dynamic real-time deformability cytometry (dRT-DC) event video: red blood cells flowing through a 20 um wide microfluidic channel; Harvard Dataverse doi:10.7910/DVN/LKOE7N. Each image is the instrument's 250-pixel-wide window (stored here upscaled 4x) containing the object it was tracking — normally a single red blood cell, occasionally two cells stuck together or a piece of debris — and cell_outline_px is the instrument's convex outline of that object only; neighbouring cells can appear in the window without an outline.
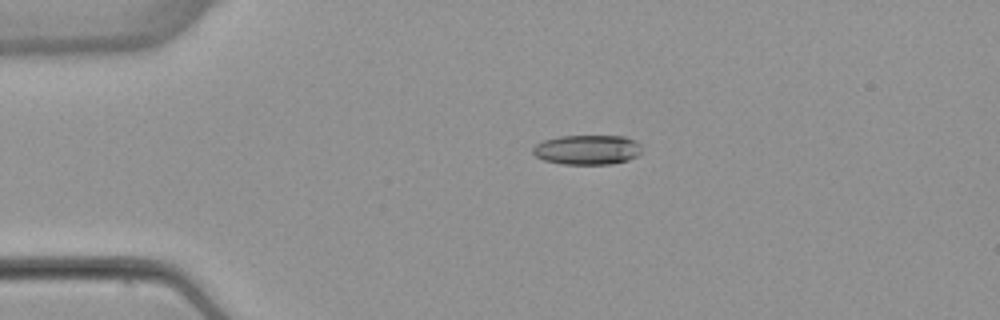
{"species": "common noctule bat (a hibernating species)", "species_latin": "Nyctalus noctula", "temperature_condition": "warm", "stored_images_in_passage": 35, "camera_frame_rate_fps": 3000, "um_per_image_px": 0.085, "animal": {"sex": "female", "body_mass_g": 22.7, "forearm_length_mm": 54.2}, "frame": {"image": 1, "passage_image": 1, "time_ms": 0.0, "image_size_px": [1000, 320], "cell_outline_px": [[640, 152], [636, 156], [628, 160], [612, 164], [560, 164], [544, 160], [536, 156], [532, 152], [532, 148], [536, 144], [544, 140], [560, 136], [624, 136], [636, 140], [640, 144]], "centroid_in_image_um": [49.91, 12.73], "position_along_channel_um": 35.1, "area_um2": 18.9}}
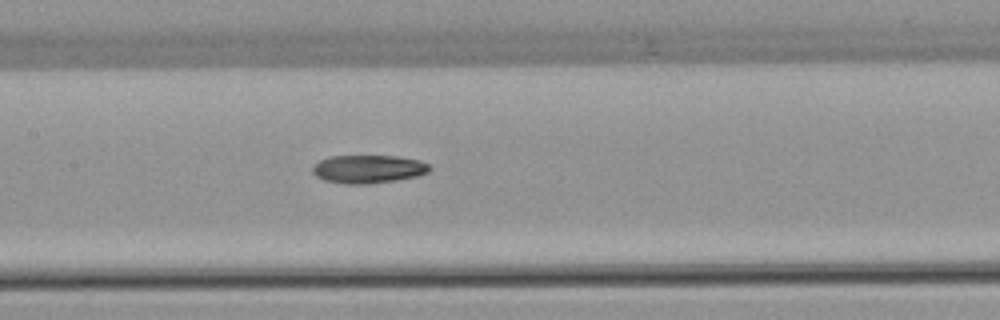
{"frame": {"image": 2, "passage_image": 15, "time_ms": 4.667, "image_size_px": [1000, 320], "cell_outline_px": [[432, 168], [428, 172], [420, 176], [396, 180], [368, 184], [344, 184], [324, 180], [316, 176], [312, 172], [312, 164], [328, 156], [396, 156], [420, 160], [428, 164]], "centroid_in_image_um": [31.29, 14.37], "position_along_channel_um": 176.1, "area_um2": 19.48}}
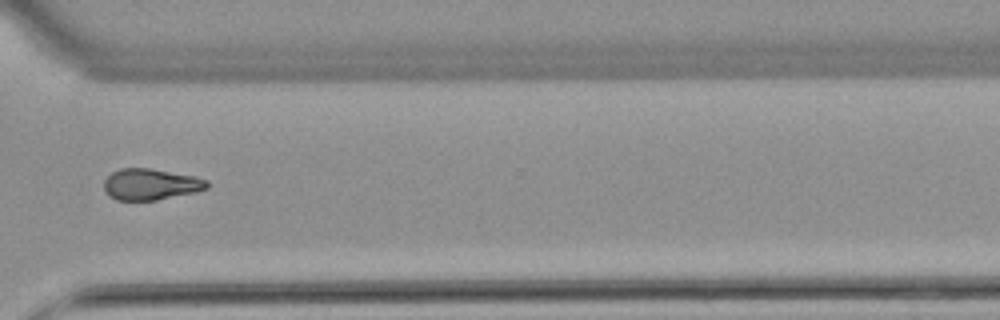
{"frame": {"image": 3, "passage_image": 29, "time_ms": 9.333, "image_size_px": [1000, 320], "cell_outline_px": [[208, 188], [196, 192], [156, 200], [116, 200], [108, 196], [104, 188], [104, 180], [112, 172], [120, 168], [148, 168], [196, 176], [208, 180]], "centroid_in_image_um": [12.81, 15.67], "position_along_channel_um": 357.8, "area_um2": 18.84}}